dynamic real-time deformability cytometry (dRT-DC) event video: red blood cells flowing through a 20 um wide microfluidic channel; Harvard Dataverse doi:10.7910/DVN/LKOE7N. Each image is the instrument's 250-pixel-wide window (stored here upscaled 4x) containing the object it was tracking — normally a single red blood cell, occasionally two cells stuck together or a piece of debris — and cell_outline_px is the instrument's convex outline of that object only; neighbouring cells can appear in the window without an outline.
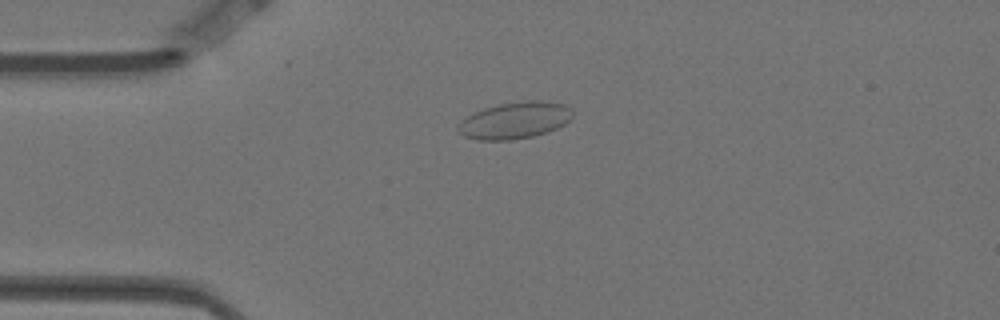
{"species": "Egyptian fruit bat (a non-hibernating species)", "species_latin": "Rousettus aegyptiacus", "temperature_condition": "warm", "stored_images_in_passage": 12, "camera_frame_rate_fps": 3000, "um_per_image_px": 0.085, "animal": {"sex": "female"}, "frame": {"image": 1, "passage_image": 4, "time_ms": 1.0, "image_size_px": [1000, 320], "cell_outline_px": [[572, 116], [564, 124], [548, 132], [532, 136], [508, 140], [476, 140], [464, 136], [456, 128], [468, 116], [484, 108], [500, 104], [524, 100], [540, 100], [564, 104], [572, 112]], "centroid_in_image_um": [43.76, 10.23], "position_along_channel_um": 41.2, "area_um2": 24.16}}
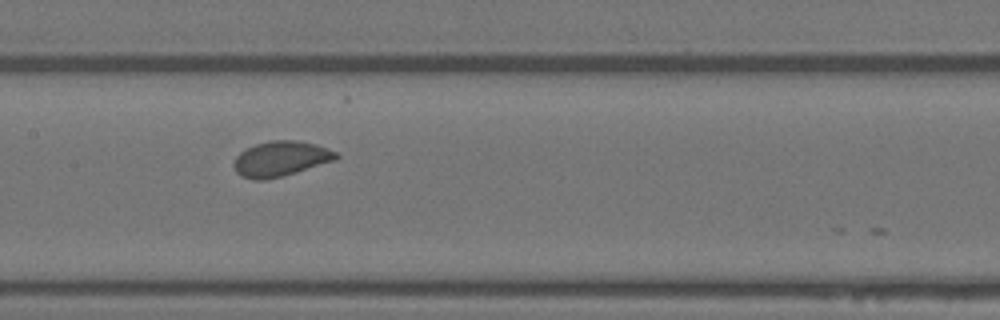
{"frame": {"image": 2, "passage_image": 8, "time_ms": 2.333, "image_size_px": [1000, 320], "cell_outline_px": [[340, 156], [336, 160], [296, 172], [264, 180], [252, 180], [240, 176], [236, 172], [232, 164], [236, 156], [240, 152], [256, 144], [268, 140], [296, 140], [316, 144], [336, 152]], "centroid_in_image_um": [23.84, 13.49], "position_along_channel_um": 183.6, "area_um2": 20.98}}
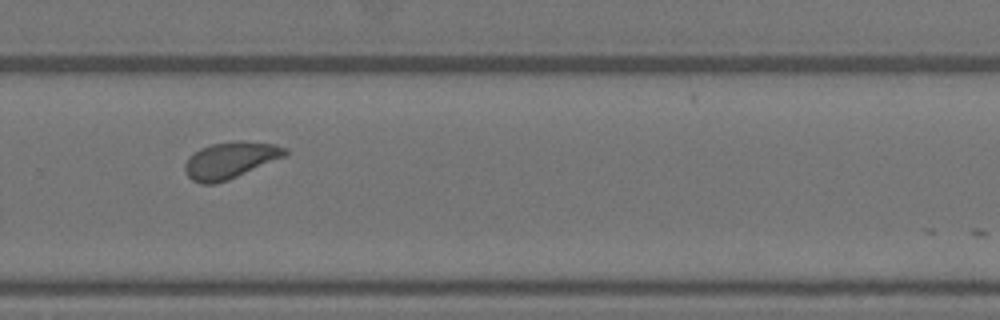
{"frame": {"image": 3, "passage_image": 11, "time_ms": 3.333, "image_size_px": [1000, 320], "cell_outline_px": [[288, 152], [284, 156], [228, 180], [216, 184], [200, 184], [192, 180], [188, 176], [184, 168], [184, 164], [188, 156], [200, 148], [212, 144], [240, 140], [244, 140], [272, 144], [288, 148]], "centroid_in_image_um": [19.53, 13.62], "position_along_channel_um": 310.3, "area_um2": 21.27}}